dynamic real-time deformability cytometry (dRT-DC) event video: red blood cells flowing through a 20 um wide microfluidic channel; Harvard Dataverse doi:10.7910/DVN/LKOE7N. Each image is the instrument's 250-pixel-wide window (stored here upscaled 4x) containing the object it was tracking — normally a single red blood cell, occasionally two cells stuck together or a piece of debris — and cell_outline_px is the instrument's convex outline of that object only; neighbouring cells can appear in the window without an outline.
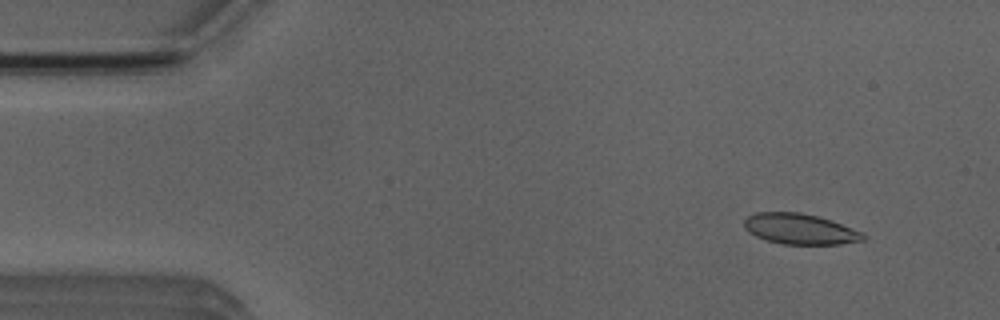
{"species": "Egyptian fruit bat (a non-hibernating species)", "species_latin": "Rousettus aegyptiacus", "temperature_condition": "room temperature", "stored_images_in_passage": 49, "camera_frame_rate_fps": 3000, "um_per_image_px": 0.085, "animal": {"sex": "male"}, "frame": {"image": 1, "passage_image": 1, "time_ms": 0.0, "image_size_px": [1000, 320], "cell_outline_px": [[864, 240], [840, 244], [784, 244], [768, 240], [756, 236], [748, 232], [744, 228], [744, 220], [748, 216], [756, 212], [800, 212], [832, 220], [864, 232]], "centroid_in_image_um": [68.0, 19.46], "position_along_channel_um": 17.0, "area_um2": 21.21}}
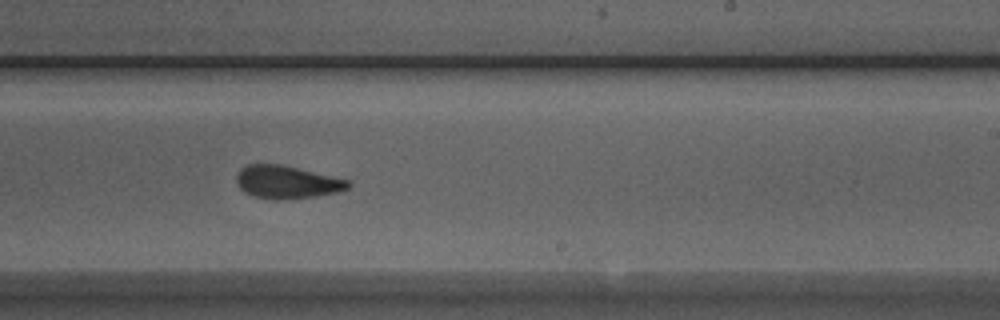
{"frame": {"image": 2, "passage_image": 27, "time_ms": 8.667, "image_size_px": [1000, 320], "cell_outline_px": [[352, 184], [348, 188], [336, 192], [316, 196], [284, 200], [272, 200], [252, 196], [244, 192], [240, 188], [236, 180], [236, 176], [240, 168], [248, 164], [280, 164], [348, 180]], "centroid_in_image_um": [24.34, 15.49], "position_along_channel_um": 264.7, "area_um2": 21.39}}
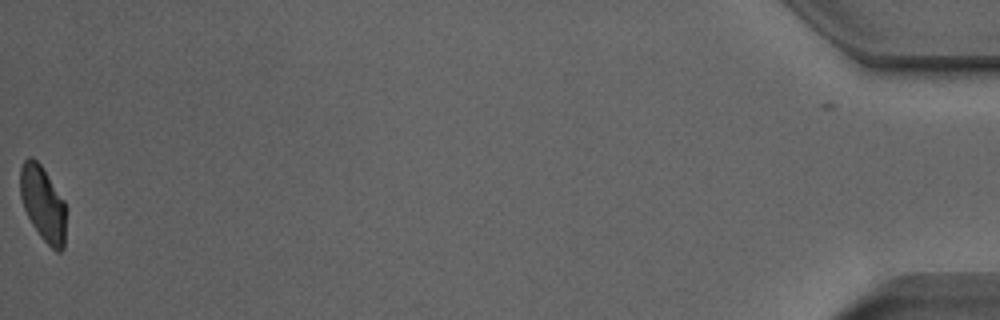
{"frame": {"image": 3, "passage_image": 48, "time_ms": 15.667, "image_size_px": [1000, 320], "cell_outline_px": [[64, 248], [60, 252], [56, 252], [40, 236], [32, 224], [24, 208], [20, 196], [20, 168], [24, 160], [28, 156], [32, 156], [40, 164], [64, 200]], "centroid_in_image_um": [3.62, 17.29], "position_along_channel_um": 431.6, "area_um2": 19.71}, "authors_computed_cell_mechanics": {"area_um2": 21.5016, "velocity_mm_per_s": 3.9161, "shape_relaxation_time_tau1_ms": 3.4629, "shape_relaxation_time_tau2_ms": 2.2853, "deformation_change_tau1": 0.1166, "deformation_change_tau2": 0.0666}}